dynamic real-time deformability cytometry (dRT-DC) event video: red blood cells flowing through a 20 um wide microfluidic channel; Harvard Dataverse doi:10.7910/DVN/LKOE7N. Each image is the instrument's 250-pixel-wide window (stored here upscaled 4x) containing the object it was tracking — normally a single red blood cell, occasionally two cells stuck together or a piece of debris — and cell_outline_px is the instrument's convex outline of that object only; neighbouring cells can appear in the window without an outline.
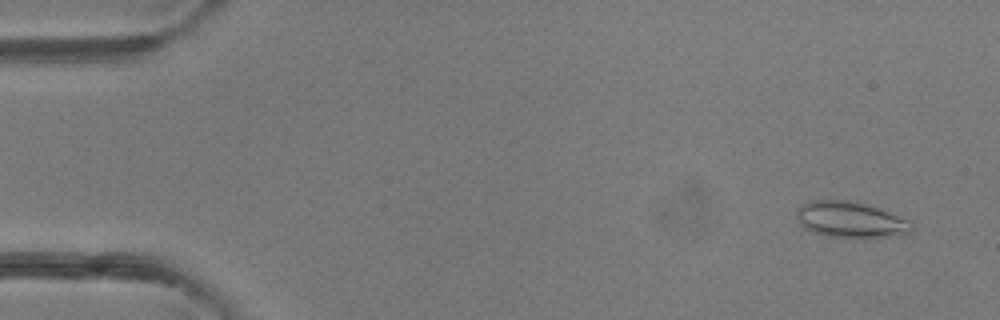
{"species": "common noctule bat (a hibernating species)", "species_latin": "Nyctalus noctula", "temperature_condition": "room temperature", "stored_images_in_passage": 46, "camera_frame_rate_fps": 3000, "um_per_image_px": 0.085, "animal": {"sex": "female"}, "frame": {"image": 1, "passage_image": 1, "time_ms": 0.0, "image_size_px": [1000, 320], "cell_outline_px": [[912, 232], [888, 236], [828, 236], [812, 232], [804, 228], [800, 224], [796, 216], [796, 212], [804, 204], [812, 200], [856, 200], [872, 204], [912, 224]], "centroid_in_image_um": [72.24, 18.63], "position_along_channel_um": 12.8, "area_um2": 23.64}}
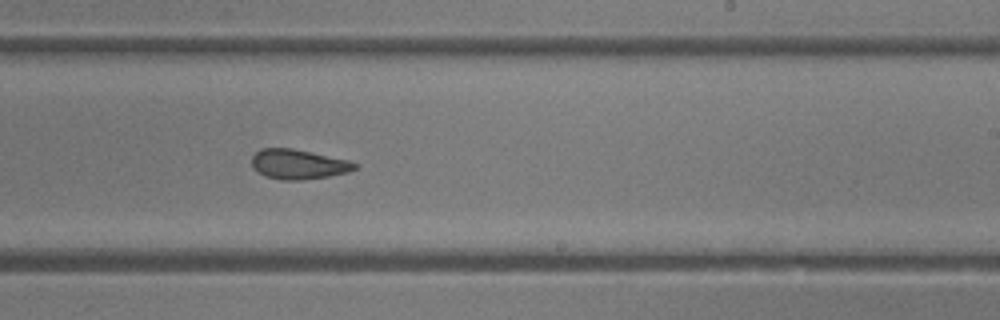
{"frame": {"image": 2, "passage_image": 27, "time_ms": 8.667, "image_size_px": [1000, 320], "cell_outline_px": [[356, 168], [348, 172], [328, 176], [300, 180], [284, 180], [268, 176], [252, 168], [252, 156], [260, 148], [292, 148], [312, 152], [348, 160], [356, 164]], "centroid_in_image_um": [25.34, 13.95], "position_along_channel_um": 263.7, "area_um2": 17.63}}
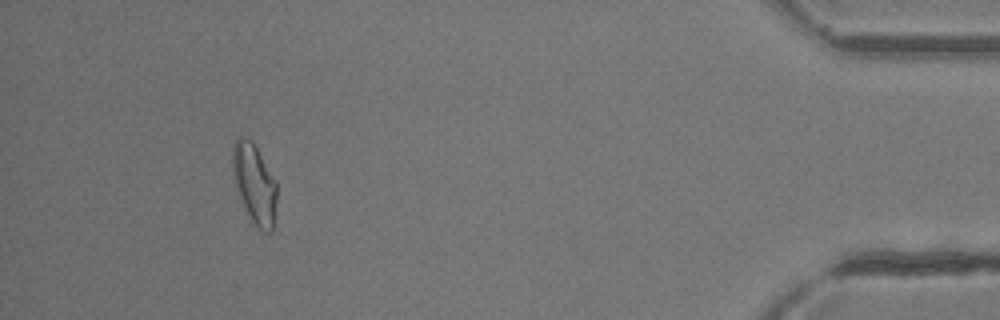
{"frame": {"image": 3, "passage_image": 42, "time_ms": 13.667, "image_size_px": [1000, 320], "cell_outline_px": [[276, 200], [272, 232], [264, 232], [252, 220], [236, 188], [232, 172], [232, 144], [236, 136], [244, 136], [252, 140], [276, 180]], "centroid_in_image_um": [21.61, 15.52], "position_along_channel_um": 413.6, "area_um2": 20.4}, "authors_computed_cell_mechanics": {"area_um2": 19.4208, "velocity_mm_per_s": 4.3276, "shape_relaxation_time_tau1_ms": 6.7377, "shape_relaxation_time_tau2_ms": 2.9664, "deformation_change_tau1": 0.1448, "deformation_change_tau2": 0.0992}}